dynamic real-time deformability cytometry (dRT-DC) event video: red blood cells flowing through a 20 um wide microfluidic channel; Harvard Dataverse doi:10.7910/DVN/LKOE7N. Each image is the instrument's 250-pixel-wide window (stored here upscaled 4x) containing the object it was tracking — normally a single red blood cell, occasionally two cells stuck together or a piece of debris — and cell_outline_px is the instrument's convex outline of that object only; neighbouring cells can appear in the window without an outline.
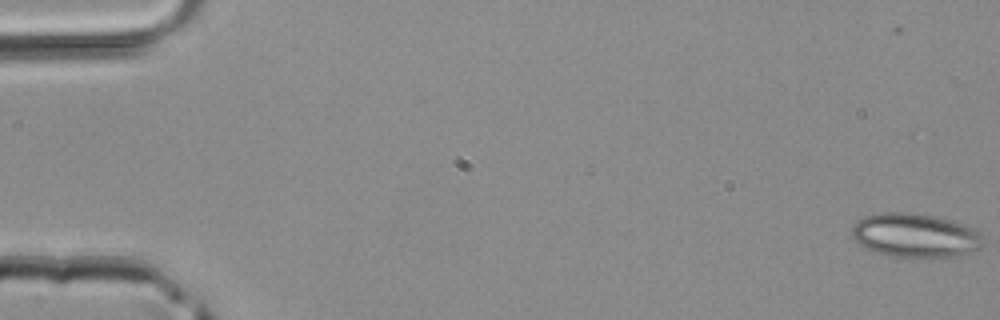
{"species": "common noctule bat (a hibernating species)", "species_latin": "Nyctalus noctula", "temperature_condition": "room temperature", "stored_images_in_passage": 4, "camera_frame_rate_fps": 3000, "um_per_image_px": 0.085, "animal": {"sex": "male", "body_mass_g": 20.4}, "frame": {"image": 1, "passage_image": 1, "time_ms": 0.0, "image_size_px": [1000, 320], "cell_outline_px": [[984, 244], [976, 252], [956, 256], [892, 256], [876, 252], [860, 244], [852, 236], [852, 228], [856, 220], [864, 216], [884, 212], [912, 212], [932, 216], [948, 220], [972, 228], [980, 232], [984, 236]], "centroid_in_image_um": [77.82, 20.0], "position_along_channel_um": 7.2, "area_um2": 33.41}}